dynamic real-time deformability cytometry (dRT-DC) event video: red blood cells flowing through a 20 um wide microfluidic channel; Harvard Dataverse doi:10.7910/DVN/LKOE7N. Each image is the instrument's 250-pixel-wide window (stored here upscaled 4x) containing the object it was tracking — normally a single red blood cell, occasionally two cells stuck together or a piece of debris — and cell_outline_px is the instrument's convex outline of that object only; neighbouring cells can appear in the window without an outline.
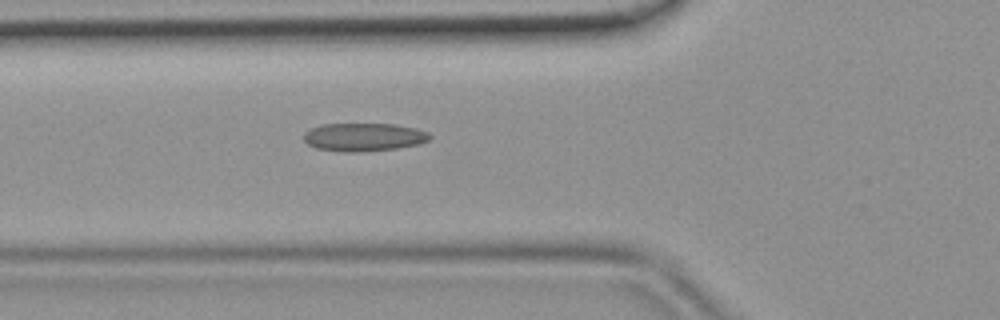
{"species": "common noctule bat (a hibernating species)", "species_latin": "Nyctalus noctula", "temperature_condition": "room temperature", "stored_images_in_passage": 36, "camera_frame_rate_fps": 3000, "um_per_image_px": 0.085, "animal": {"sex": "female", "body_mass_g": 19.9}, "frame": {"image": 1, "passage_image": 7, "time_ms": 2.0, "image_size_px": [1000, 320], "cell_outline_px": [[432, 136], [428, 140], [420, 144], [396, 148], [352, 152], [316, 148], [308, 144], [304, 140], [304, 132], [312, 128], [324, 124], [396, 124], [416, 128], [428, 132]], "centroid_in_image_um": [30.95, 11.64], "position_along_channel_um": 94.8, "area_um2": 20.46}}
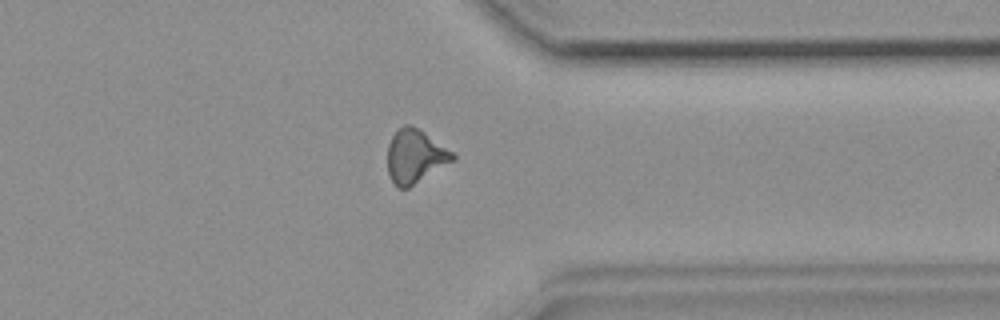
{"frame": {"image": 2, "passage_image": 26, "time_ms": 8.333, "image_size_px": [1000, 320], "cell_outline_px": [[456, 160], [408, 188], [400, 188], [392, 180], [388, 172], [388, 144], [392, 136], [404, 124], [408, 124], [424, 132], [452, 152], [456, 156]], "centroid_in_image_um": [35.3, 13.3], "position_along_channel_um": 376.1, "area_um2": 20.06}}
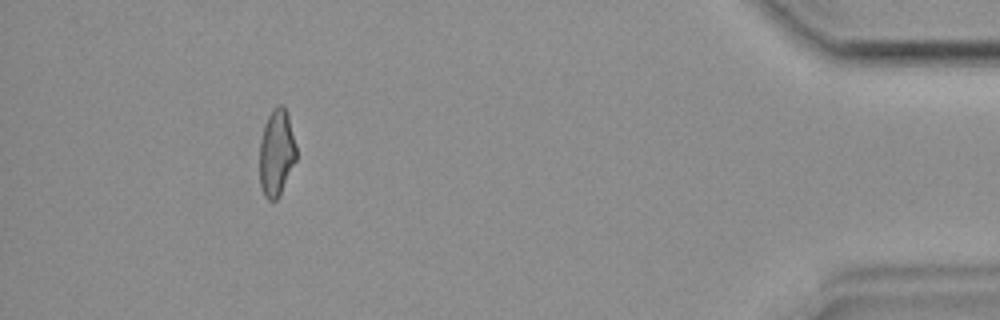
{"frame": {"image": 3, "passage_image": 32, "time_ms": 10.333, "image_size_px": [1000, 320], "cell_outline_px": [[296, 160], [280, 196], [276, 200], [268, 200], [264, 196], [260, 184], [260, 140], [264, 124], [272, 108], [276, 104], [284, 104], [288, 112], [296, 144]], "centroid_in_image_um": [23.51, 12.95], "position_along_channel_um": 411.7, "area_um2": 18.96}}